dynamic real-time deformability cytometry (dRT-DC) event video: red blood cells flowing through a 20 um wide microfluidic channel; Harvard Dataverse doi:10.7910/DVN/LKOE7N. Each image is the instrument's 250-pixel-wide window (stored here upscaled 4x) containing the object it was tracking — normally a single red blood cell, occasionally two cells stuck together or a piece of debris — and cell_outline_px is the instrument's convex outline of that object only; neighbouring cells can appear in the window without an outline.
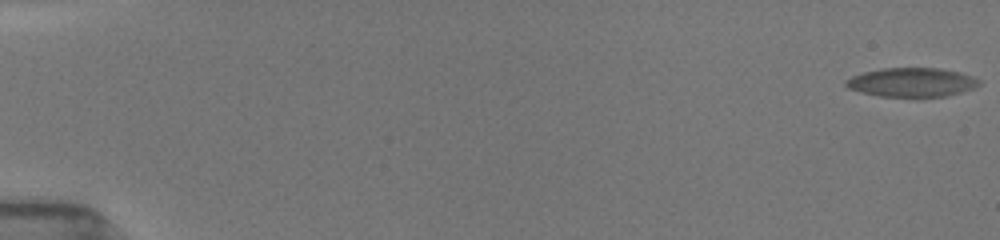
{"species": "common noctule bat (a hibernating species)", "species_latin": "Nyctalus noctula", "temperature_condition": "room temperature", "stored_images_in_passage": 46, "camera_frame_rate_fps": 3000, "um_per_image_px": 0.085, "animal": {"sex": "female", "body_mass_g": 19.5, "forearm_length_mm": 54.1}, "frame": {"image": 1, "passage_image": 1, "time_ms": 0.0, "image_size_px": [1000, 240], "cell_outline_px": [[980, 84], [972, 88], [960, 92], [944, 96], [880, 96], [860, 92], [848, 88], [844, 84], [844, 80], [852, 76], [864, 72], [884, 68], [940, 68], [960, 72], [972, 76], [980, 80]], "centroid_in_image_um": [77.47, 6.98], "position_along_channel_um": 7.5, "area_um2": 22.31}}
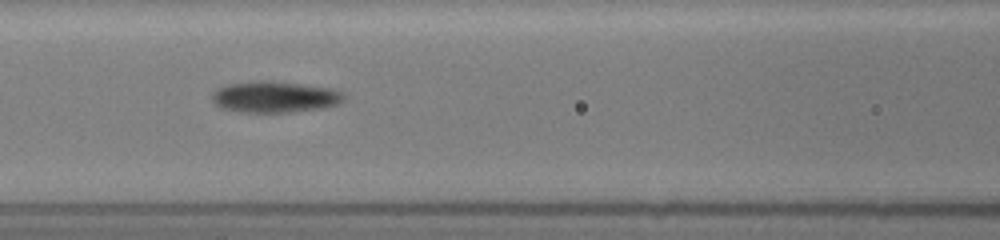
{"frame": {"image": 2, "passage_image": 22, "time_ms": 8.0, "image_size_px": [1000, 240], "cell_outline_px": [[344, 100], [340, 104], [324, 108], [288, 112], [244, 112], [220, 108], [212, 100], [212, 92], [216, 88], [228, 84], [256, 80], [272, 80], [332, 88], [344, 92]], "centroid_in_image_um": [23.37, 8.22], "position_along_channel_um": 143.2, "area_um2": 24.39}}
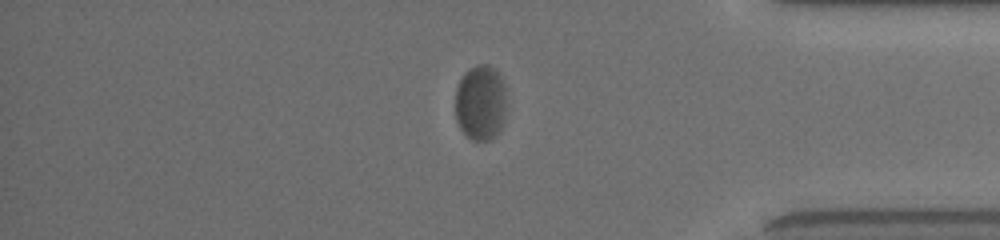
{"frame": {"image": 3, "passage_image": 41, "time_ms": 15.0, "image_size_px": [1000, 240], "cell_outline_px": [[508, 96], [504, 116], [500, 132], [496, 136], [488, 140], [472, 140], [460, 128], [456, 120], [456, 88], [464, 72], [476, 64], [488, 64], [500, 72]], "centroid_in_image_um": [40.89, 8.7], "position_along_channel_um": 394.3, "area_um2": 23.06}}